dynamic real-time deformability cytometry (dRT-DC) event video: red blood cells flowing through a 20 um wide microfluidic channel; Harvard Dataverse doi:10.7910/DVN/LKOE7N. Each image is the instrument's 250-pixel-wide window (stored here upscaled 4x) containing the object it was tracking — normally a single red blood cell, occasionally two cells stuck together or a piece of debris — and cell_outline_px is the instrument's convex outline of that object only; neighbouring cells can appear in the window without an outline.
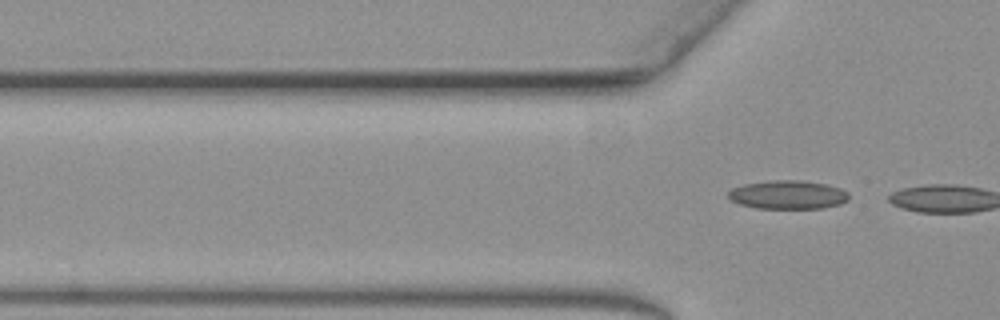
{"species": "common noctule bat (a hibernating species)", "species_latin": "Nyctalus noctula", "temperature_condition": "warm", "stored_images_in_passage": 3, "camera_frame_rate_fps": 3000, "um_per_image_px": 0.085, "animal": {"sex": "female", "body_mass_g": 19.3, "forearm_length_mm": 54.1}, "frame": {"image": 1, "passage_image": 3, "time_ms": 0.667, "image_size_px": [1000, 320], "cell_outline_px": [[848, 200], [840, 204], [824, 208], [756, 208], [740, 204], [732, 200], [728, 196], [728, 192], [732, 188], [744, 184], [772, 180], [800, 180], [824, 184], [840, 188], [848, 192]], "centroid_in_image_um": [66.97, 16.55], "position_along_channel_um": 58.8, "area_um2": 20.0}}